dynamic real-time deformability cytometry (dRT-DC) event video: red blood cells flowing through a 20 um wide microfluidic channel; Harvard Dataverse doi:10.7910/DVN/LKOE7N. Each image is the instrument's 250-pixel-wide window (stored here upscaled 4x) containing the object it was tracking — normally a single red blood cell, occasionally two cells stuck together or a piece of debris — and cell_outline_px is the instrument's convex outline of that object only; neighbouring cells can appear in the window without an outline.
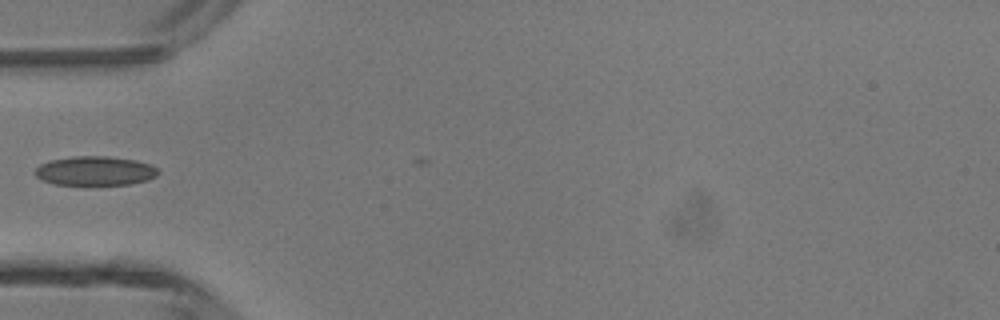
{"species": "common noctule bat (a hibernating species)", "species_latin": "Nyctalus noctula", "temperature_condition": "room temperature", "stored_images_in_passage": 5, "camera_frame_rate_fps": 3000, "um_per_image_px": 0.085, "animal": {"sex": "male", "body_mass_g": 13.3}, "frame": {"image": 1, "passage_image": 1, "time_ms": 0.0, "image_size_px": [1000, 320], "cell_outline_px": [[160, 172], [156, 176], [148, 180], [128, 184], [56, 184], [44, 180], [36, 176], [32, 172], [40, 164], [52, 160], [76, 156], [108, 156], [136, 160], [152, 164]], "centroid_in_image_um": [8.11, 14.51], "position_along_channel_um": 76.9, "area_um2": 20.81}}
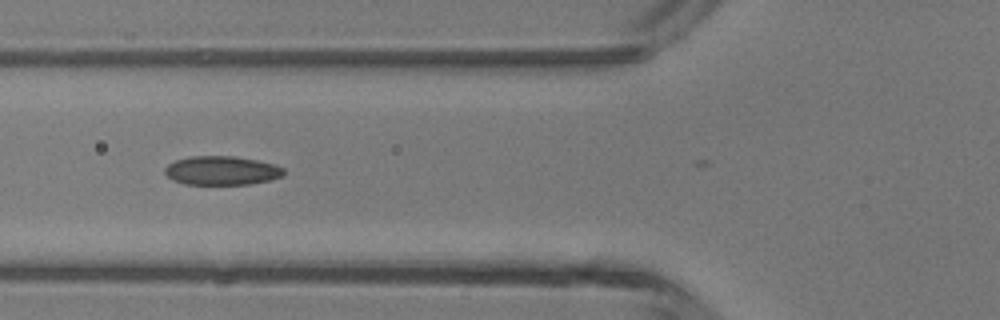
{"frame": {"image": 2, "passage_image": 3, "time_ms": 0.667, "image_size_px": [1000, 320], "cell_outline_px": [[284, 176], [268, 180], [248, 184], [184, 184], [172, 180], [164, 172], [164, 168], [168, 164], [176, 160], [188, 156], [236, 156], [276, 164], [284, 168]], "centroid_in_image_um": [18.84, 14.49], "position_along_channel_um": 107.0, "area_um2": 20.11}}